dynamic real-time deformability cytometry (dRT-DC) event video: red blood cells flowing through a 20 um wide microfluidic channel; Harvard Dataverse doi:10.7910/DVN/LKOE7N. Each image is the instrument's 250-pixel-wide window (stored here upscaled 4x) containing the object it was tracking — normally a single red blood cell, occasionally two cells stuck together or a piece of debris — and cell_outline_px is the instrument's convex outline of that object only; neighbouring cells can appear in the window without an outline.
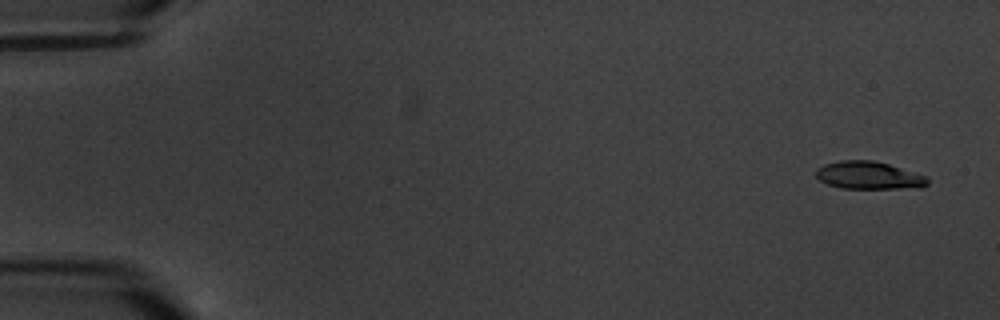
{"species": "common noctule bat (a hibernating species)", "species_latin": "Nyctalus noctula", "temperature_condition": "warm", "stored_images_in_passage": 6, "camera_frame_rate_fps": 3000, "um_per_image_px": 0.085, "animal": {"sex": "male", "body_mass_g": 20.1, "forearm_length_mm": 53.5}, "frame": {"image": 1, "passage_image": 1, "time_ms": 0.0, "image_size_px": [1000, 320], "cell_outline_px": [[928, 184], [920, 188], [840, 188], [828, 184], [820, 180], [816, 176], [816, 168], [824, 164], [840, 160], [872, 160], [888, 164], [928, 176]], "centroid_in_image_um": [73.85, 14.9], "position_along_channel_um": 11.1, "area_um2": 18.03}}
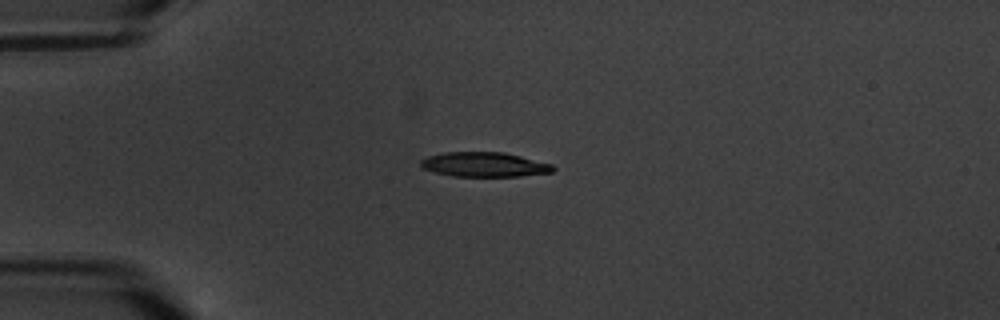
{"frame": {"image": 2, "passage_image": 4, "time_ms": 4.333, "image_size_px": [1000, 320], "cell_outline_px": [[556, 168], [552, 172], [520, 176], [452, 176], [420, 168], [420, 160], [428, 156], [444, 152], [504, 152], [552, 164]], "centroid_in_image_um": [41.14, 13.98], "position_along_channel_um": 43.9, "area_um2": 18.96}}